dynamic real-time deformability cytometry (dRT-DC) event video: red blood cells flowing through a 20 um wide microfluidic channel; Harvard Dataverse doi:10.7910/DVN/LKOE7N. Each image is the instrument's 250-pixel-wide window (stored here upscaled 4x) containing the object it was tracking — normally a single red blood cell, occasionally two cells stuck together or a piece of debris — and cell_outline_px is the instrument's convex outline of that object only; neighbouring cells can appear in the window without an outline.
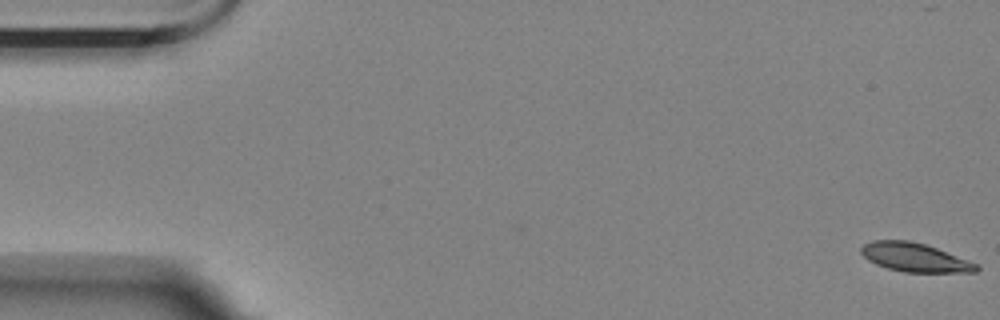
{"species": "Egyptian fruit bat (a non-hibernating species)", "species_latin": "Rousettus aegyptiacus", "temperature_condition": "room temperature", "stored_images_in_passage": 2, "camera_frame_rate_fps": 3000, "um_per_image_px": 0.085, "animal": {"sex": "female"}, "frame": {"image": 1, "passage_image": 2, "time_ms": 0.333, "image_size_px": [1000, 320], "cell_outline_px": [[980, 268], [976, 272], [904, 272], [888, 268], [876, 264], [868, 260], [860, 252], [860, 248], [864, 244], [872, 240], [908, 240], [924, 244], [936, 248], [980, 264]], "centroid_in_image_um": [77.77, 21.88], "position_along_channel_um": 7.2, "area_um2": 19.31}}